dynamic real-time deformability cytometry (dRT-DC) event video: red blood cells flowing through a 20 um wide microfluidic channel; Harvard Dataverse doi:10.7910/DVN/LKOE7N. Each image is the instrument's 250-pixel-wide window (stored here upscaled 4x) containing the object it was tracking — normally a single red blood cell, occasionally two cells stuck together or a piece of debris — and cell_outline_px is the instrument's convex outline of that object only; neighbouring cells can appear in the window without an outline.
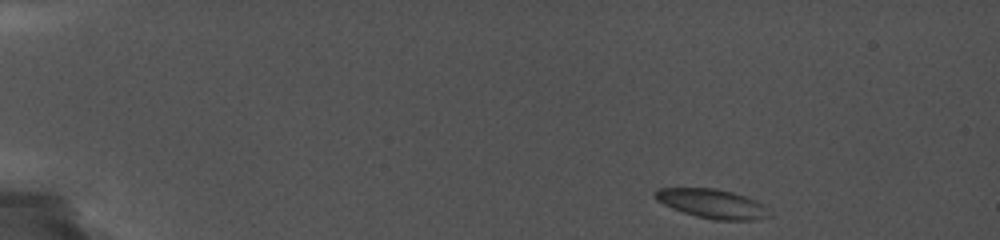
{"species": "common noctule bat (a hibernating species)", "species_latin": "Nyctalus noctula", "temperature_condition": "cold", "stored_images_in_passage": 18, "camera_frame_rate_fps": 5000, "um_per_image_px": 0.085, "animal": {"sex": "female", "body_mass_g": 19.0, "forearm_length_mm": 56.7}, "frame": {"image": 1, "passage_image": 1, "time_ms": 0.0, "image_size_px": [1000, 240], "cell_outline_px": [[772, 216], [756, 220], [712, 220], [696, 216], [672, 208], [656, 200], [652, 192], [656, 188], [716, 188], [732, 192], [756, 200], [764, 204], [768, 208]], "centroid_in_image_um": [60.55, 17.31], "position_along_channel_um": 24.4, "area_um2": 19.65}}
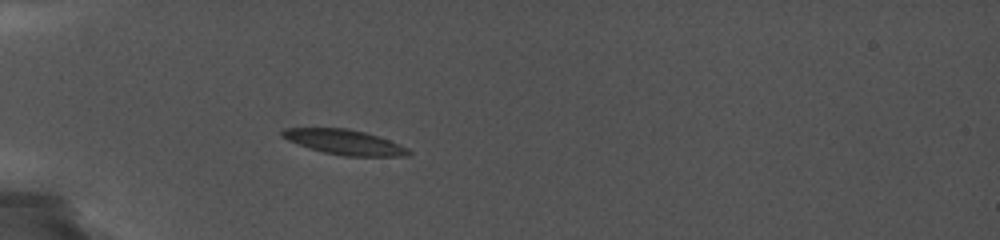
{"frame": {"image": 2, "passage_image": 9, "time_ms": 3.6, "image_size_px": [1000, 240], "cell_outline_px": [[412, 152], [408, 156], [344, 156], [324, 152], [288, 140], [280, 136], [280, 132], [284, 128], [348, 128], [364, 132], [400, 144], [408, 148]], "centroid_in_image_um": [29.29, 12.08], "position_along_channel_um": 55.7, "area_um2": 18.15}}